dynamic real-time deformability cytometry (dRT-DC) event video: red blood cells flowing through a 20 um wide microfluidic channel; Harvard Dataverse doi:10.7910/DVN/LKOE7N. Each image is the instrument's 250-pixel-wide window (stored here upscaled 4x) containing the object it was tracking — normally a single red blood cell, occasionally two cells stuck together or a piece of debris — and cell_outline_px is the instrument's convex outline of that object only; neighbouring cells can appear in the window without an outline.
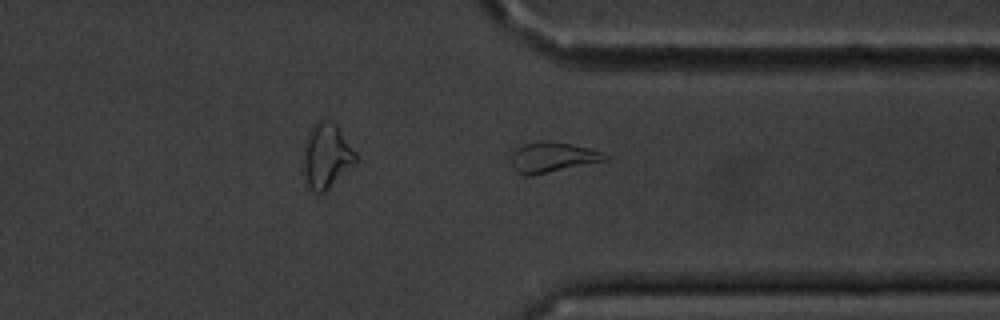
{"species": "common noctule bat (a hibernating species)", "species_latin": "Nyctalus noctula", "temperature_condition": "cold", "stored_images_in_passage": 15, "camera_frame_rate_fps": 3000, "um_per_image_px": 0.085, "animal": {"sex": "male", "body_mass_g": 20.1, "forearm_length_mm": 53.5}, "frame": {"image": 1, "passage_image": 11, "time_ms": 12.667, "image_size_px": [1000, 320], "cell_outline_px": [[608, 160], [532, 176], [524, 176], [516, 172], [512, 168], [508, 160], [512, 152], [516, 148], [524, 144], [540, 140], [552, 140], [572, 144], [588, 148], [600, 152], [608, 156]], "centroid_in_image_um": [46.87, 13.37], "position_along_channel_um": 364.5, "area_um2": 16.99}, "authors_computed_cell_mechanics": {"area_um2": 16.9932, "velocity_mm_per_s": 3.4459, "shape_relaxation_time_tau1_ms": 6.7032, "shape_relaxation_time_tau2_ms": 3.493, "deformation_change_tau1": 0.17, "deformation_change_tau2": 0.1044}}